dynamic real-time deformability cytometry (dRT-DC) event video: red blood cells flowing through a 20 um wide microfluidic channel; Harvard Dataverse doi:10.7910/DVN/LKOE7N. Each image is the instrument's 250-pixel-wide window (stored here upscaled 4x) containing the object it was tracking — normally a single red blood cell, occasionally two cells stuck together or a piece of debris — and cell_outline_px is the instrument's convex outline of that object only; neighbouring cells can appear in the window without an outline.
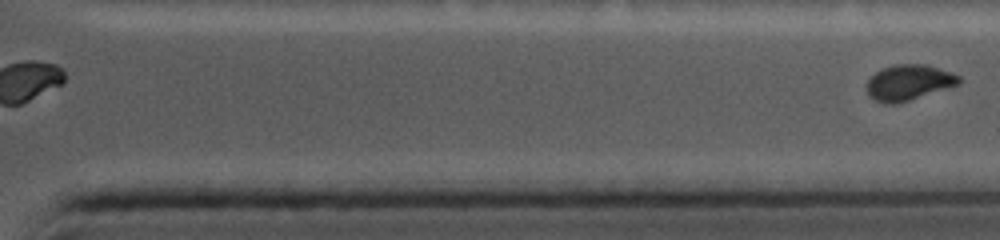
{"species": "common noctule bat (a hibernating species)", "species_latin": "Nyctalus noctula", "temperature_condition": "cold", "stored_images_in_passage": 18, "segment_of_instrument_passage": [2, 2], "camera_frame_rate_fps": 5000, "um_per_image_px": 0.085, "animal": {"sex": "female", "body_mass_g": 19.0, "forearm_length_mm": 56.7}, "frame": {"image": 1, "passage_image": 18, "time_ms": 10.8, "image_size_px": [1000, 240], "cell_outline_px": [[964, 80], [960, 84], [948, 88], [896, 104], [884, 104], [876, 100], [864, 88], [868, 80], [876, 72], [884, 68], [896, 64], [924, 64], [952, 72], [960, 76]], "centroid_in_image_um": [77.27, 7.01], "position_along_channel_um": 334.1, "area_um2": 19.13}}